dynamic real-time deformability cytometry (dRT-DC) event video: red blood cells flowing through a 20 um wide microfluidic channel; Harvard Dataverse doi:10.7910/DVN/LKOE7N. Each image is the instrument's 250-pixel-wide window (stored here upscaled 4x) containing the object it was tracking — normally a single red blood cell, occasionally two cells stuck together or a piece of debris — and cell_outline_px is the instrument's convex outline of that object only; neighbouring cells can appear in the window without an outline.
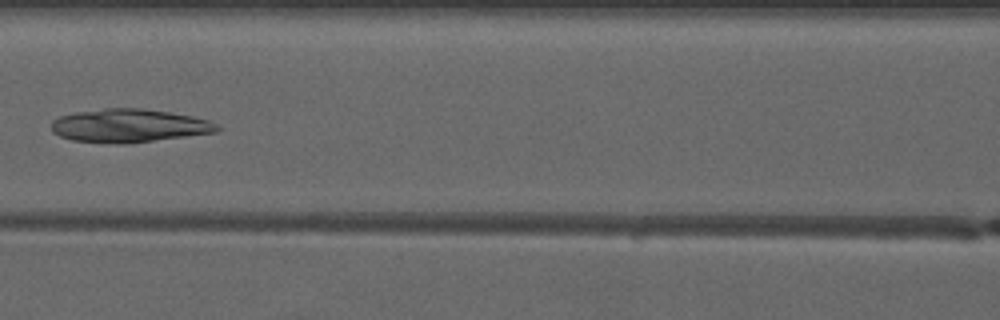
{"species": "common noctule bat (a hibernating species)", "species_latin": "Nyctalus noctula", "temperature_condition": "warm", "stored_images_in_passage": 6, "camera_frame_rate_fps": 3000, "um_per_image_px": 0.085, "animal": {"sex": "male", "forearm_length_mm": 52.5}, "frame": {"image": 1, "passage_image": 6, "time_ms": 5.667, "image_size_px": [1000, 320], "cell_outline_px": [[220, 128], [216, 132], [120, 144], [116, 144], [72, 140], [60, 136], [52, 132], [52, 120], [60, 116], [76, 112], [104, 108], [140, 108], [168, 112], [192, 116], [208, 120], [216, 124]], "centroid_in_image_um": [10.92, 10.67], "position_along_channel_um": 155.7, "area_um2": 31.79}}